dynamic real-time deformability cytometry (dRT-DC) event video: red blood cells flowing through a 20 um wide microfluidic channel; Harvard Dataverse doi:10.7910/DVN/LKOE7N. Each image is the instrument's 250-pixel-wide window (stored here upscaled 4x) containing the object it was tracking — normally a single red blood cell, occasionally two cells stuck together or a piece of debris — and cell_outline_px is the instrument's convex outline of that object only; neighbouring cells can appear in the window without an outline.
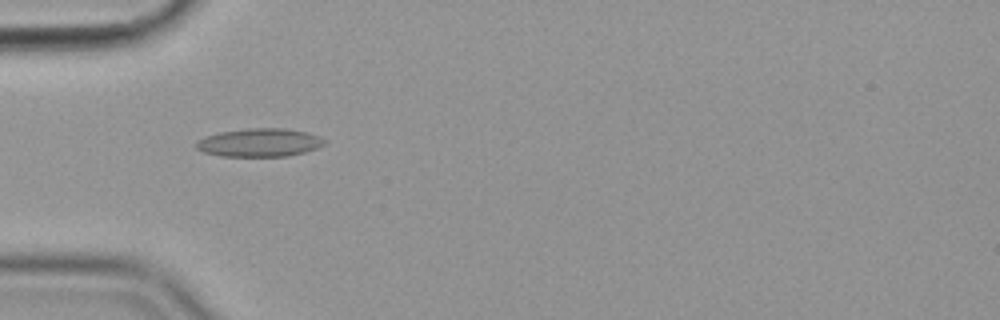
{"species": "common noctule bat (a hibernating species)", "species_latin": "Nyctalus noctula", "temperature_condition": "cold", "stored_images_in_passage": 50, "camera_frame_rate_fps": 3000, "um_per_image_px": 0.085, "animal": {"sex": "female", "body_mass_g": 19.9}, "frame": {"image": 1, "passage_image": 12, "time_ms": 3.667, "image_size_px": [1000, 320], "cell_outline_px": [[328, 140], [324, 144], [316, 148], [304, 152], [288, 156], [220, 156], [204, 152], [196, 148], [196, 140], [204, 136], [220, 132], [248, 128], [284, 128], [308, 132], [320, 136]], "centroid_in_image_um": [22.06, 12.11], "position_along_channel_um": 62.9, "area_um2": 21.27}}
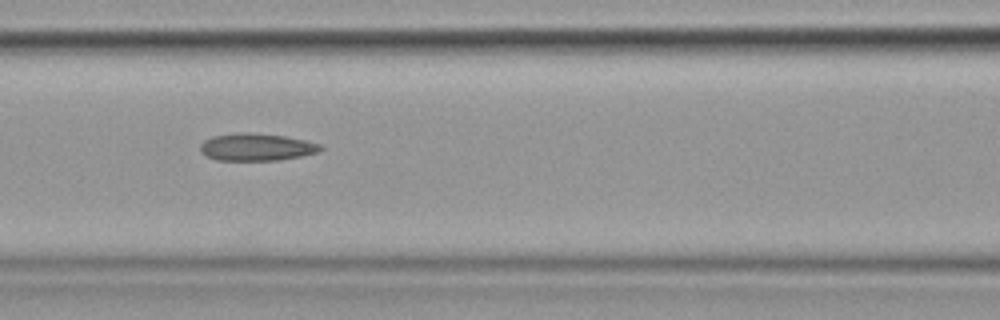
{"frame": {"image": 2, "passage_image": 19, "time_ms": 6.0, "image_size_px": [1000, 320], "cell_outline_px": [[324, 148], [316, 152], [300, 156], [280, 160], [216, 160], [200, 152], [200, 144], [204, 140], [212, 136], [244, 132], [248, 132], [284, 136], [304, 140], [320, 144]], "centroid_in_image_um": [21.77, 12.5], "position_along_channel_um": 144.8, "area_um2": 19.02}}
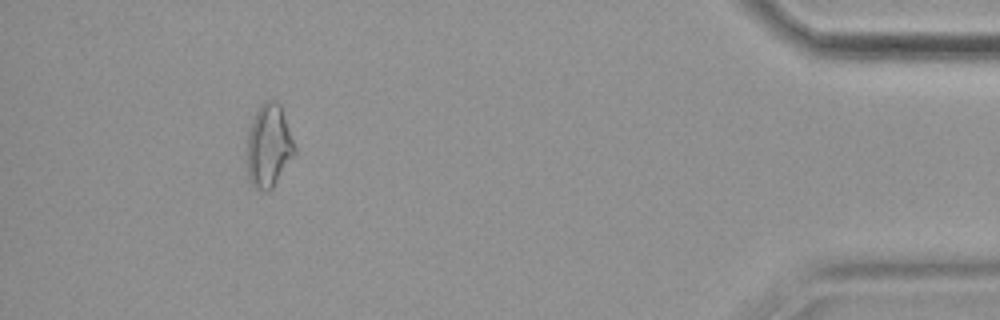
{"frame": {"image": 3, "passage_image": 46, "time_ms": 15.0, "image_size_px": [1000, 320], "cell_outline_px": [[296, 156], [272, 188], [268, 192], [264, 192], [256, 188], [248, 180], [248, 132], [252, 120], [260, 104], [264, 100], [276, 100], [280, 104], [296, 148]], "centroid_in_image_um": [22.87, 12.42], "position_along_channel_um": 412.3, "area_um2": 23.24}, "authors_computed_cell_mechanics": {"area_um2": 19.7676, "velocity_mm_per_s": 3.5892, "shape_relaxation_time_tau1_ms": null, "shape_relaxation_time_tau2_ms": 6.7246, "deformation_change_tau1": null, "deformation_change_tau2": 0.1707}}